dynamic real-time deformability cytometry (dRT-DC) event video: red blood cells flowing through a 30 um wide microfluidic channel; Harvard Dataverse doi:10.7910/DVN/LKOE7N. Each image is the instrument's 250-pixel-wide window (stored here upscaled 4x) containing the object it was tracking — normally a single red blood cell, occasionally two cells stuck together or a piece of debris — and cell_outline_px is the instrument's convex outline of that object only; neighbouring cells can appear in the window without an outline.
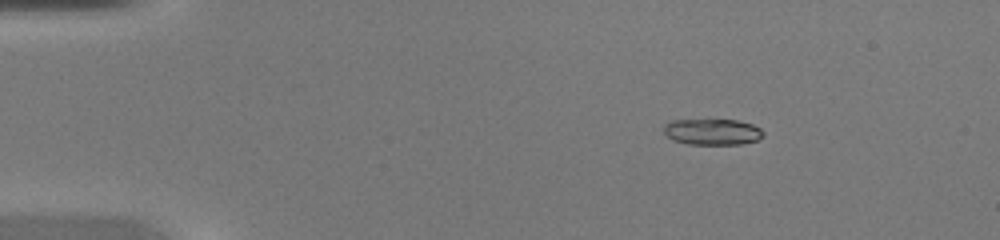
{"species": "common noctule bat (a hibernating species)", "species_latin": "Nyctalus noctula", "temperature_condition": "warm", "stored_images_in_passage": 45, "camera_frame_rate_fps": 3000, "um_per_image_px": 0.085, "animal": {"sex": "female", "body_mass_g": 20.0, "forearm_length_mm": 54.0}, "frame": {"image": 1, "passage_image": 7, "time_ms": 2.0, "image_size_px": [1000, 240], "cell_outline_px": [[764, 136], [756, 140], [740, 144], [688, 144], [672, 140], [664, 132], [664, 124], [672, 120], [736, 120], [752, 124], [760, 128], [764, 132]], "centroid_in_image_um": [60.55, 11.2], "position_along_channel_um": 24.5, "area_um2": 15.09}}
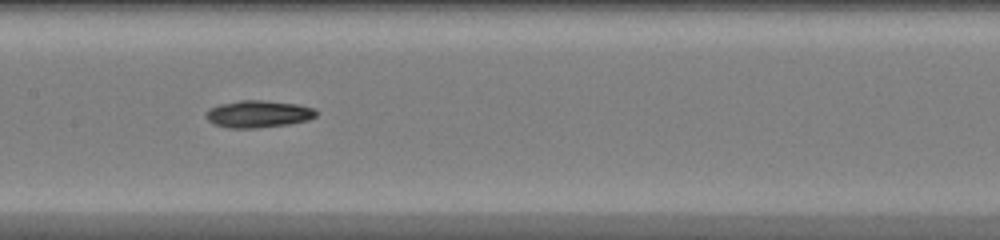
{"frame": {"image": 2, "passage_image": 23, "time_ms": 7.333, "image_size_px": [1000, 240], "cell_outline_px": [[320, 112], [316, 116], [308, 120], [288, 124], [256, 128], [228, 128], [212, 124], [204, 116], [204, 112], [208, 108], [220, 104], [240, 100], [264, 100], [296, 104], [316, 108]], "centroid_in_image_um": [21.94, 9.69], "position_along_channel_um": 185.5, "area_um2": 17.74}}
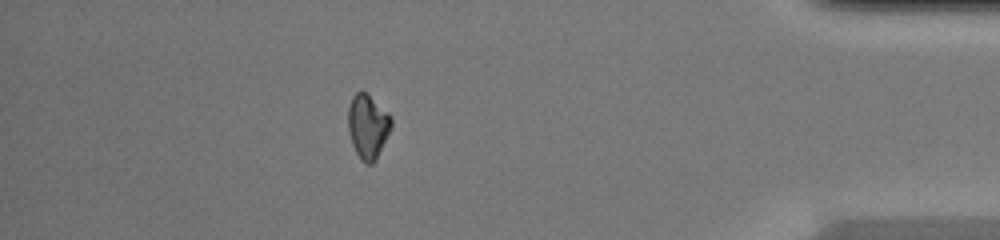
{"frame": {"image": 3, "passage_image": 40, "time_ms": 13.0, "image_size_px": [1000, 240], "cell_outline_px": [[392, 128], [376, 160], [372, 164], [364, 164], [360, 160], [352, 144], [348, 128], [348, 108], [352, 96], [356, 92], [364, 92], [388, 112], [392, 116]], "centroid_in_image_um": [31.27, 10.78], "position_along_channel_um": 403.9, "area_um2": 16.24}}